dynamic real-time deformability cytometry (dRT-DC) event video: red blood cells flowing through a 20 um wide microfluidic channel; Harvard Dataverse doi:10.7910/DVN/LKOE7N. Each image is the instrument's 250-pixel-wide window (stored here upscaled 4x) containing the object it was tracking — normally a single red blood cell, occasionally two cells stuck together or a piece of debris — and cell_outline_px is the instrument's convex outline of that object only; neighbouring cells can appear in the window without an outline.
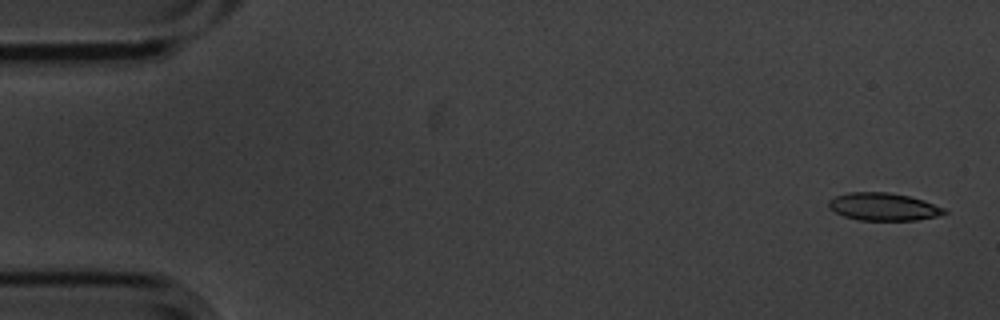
{"species": "common noctule bat (a hibernating species)", "species_latin": "Nyctalus noctula", "temperature_condition": "cold", "stored_images_in_passage": 5, "camera_frame_rate_fps": 3000, "um_per_image_px": 0.085, "animal": {"sex": "male", "body_mass_g": 20.1, "forearm_length_mm": 53.5}, "frame": {"image": 1, "passage_image": 1, "time_ms": 0.0, "image_size_px": [1000, 320], "cell_outline_px": [[948, 212], [936, 216], [916, 220], [860, 220], [844, 216], [828, 208], [828, 200], [836, 196], [848, 192], [888, 192], [908, 196], [924, 200], [944, 208]], "centroid_in_image_um": [75.07, 17.57], "position_along_channel_um": 9.9, "area_um2": 18.55}}
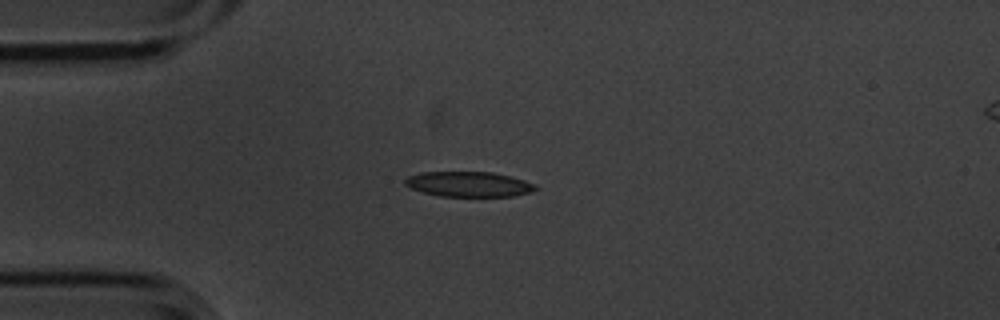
{"frame": {"image": 2, "passage_image": 4, "time_ms": 1.0, "image_size_px": [1000, 320], "cell_outline_px": [[536, 188], [532, 192], [512, 196], [440, 196], [424, 192], [412, 188], [404, 184], [404, 180], [408, 176], [420, 172], [492, 172], [524, 180], [536, 184]], "centroid_in_image_um": [39.84, 15.65], "position_along_channel_um": 45.2, "area_um2": 18.96}}